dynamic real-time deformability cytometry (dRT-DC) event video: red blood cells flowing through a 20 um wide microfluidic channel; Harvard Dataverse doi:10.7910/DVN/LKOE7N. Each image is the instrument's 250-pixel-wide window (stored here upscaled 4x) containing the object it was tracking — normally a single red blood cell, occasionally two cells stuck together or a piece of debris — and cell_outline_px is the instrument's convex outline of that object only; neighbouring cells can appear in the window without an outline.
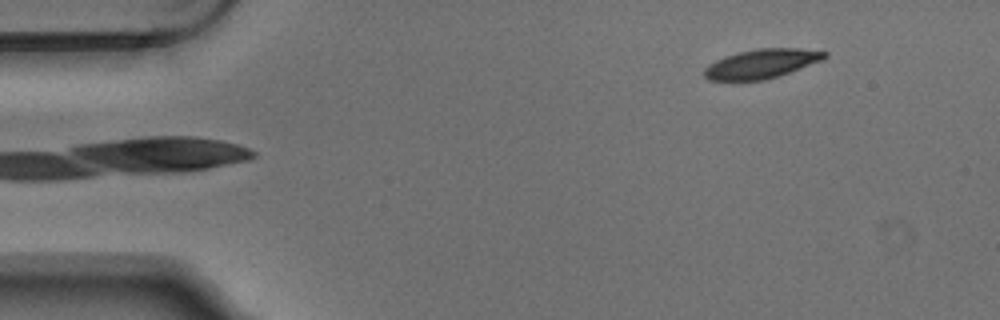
{"species": "Egyptian fruit bat (a non-hibernating species)", "species_latin": "Rousettus aegyptiacus", "temperature_condition": "warm", "stored_images_in_passage": 5, "camera_frame_rate_fps": 3000, "um_per_image_px": 0.085, "animal": {"sex": "male"}, "frame": {"image": 1, "passage_image": 5, "time_ms": 1.333, "image_size_px": [1000, 320], "cell_outline_px": [[828, 56], [824, 60], [780, 76], [764, 80], [708, 80], [704, 76], [704, 68], [708, 64], [724, 56], [736, 52], [756, 48], [800, 48], [828, 52]], "centroid_in_image_um": [64.76, 5.41], "position_along_channel_um": 20.2, "area_um2": 20.81}}